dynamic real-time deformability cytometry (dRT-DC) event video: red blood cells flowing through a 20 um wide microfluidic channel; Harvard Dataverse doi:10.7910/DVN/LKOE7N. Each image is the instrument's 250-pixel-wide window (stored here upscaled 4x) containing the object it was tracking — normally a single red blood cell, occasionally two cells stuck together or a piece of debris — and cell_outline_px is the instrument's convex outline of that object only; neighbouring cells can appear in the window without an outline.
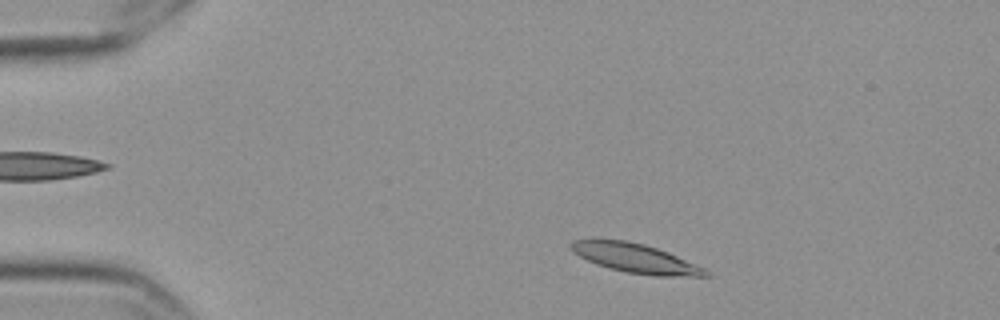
{"species": "Egyptian fruit bat (a non-hibernating species)", "species_latin": "Rousettus aegyptiacus", "temperature_condition": "cold", "stored_images_in_passage": 52, "camera_frame_rate_fps": 3000, "um_per_image_px": 0.085, "frame": {"image": 1, "passage_image": 5, "time_ms": 1.333, "image_size_px": [1000, 320], "cell_outline_px": [[712, 276], [656, 276], [624, 272], [596, 264], [572, 252], [568, 244], [572, 240], [624, 240], [644, 244], [668, 252], [704, 268]], "centroid_in_image_um": [54.0, 21.96], "position_along_channel_um": 31.0, "area_um2": 22.66}}
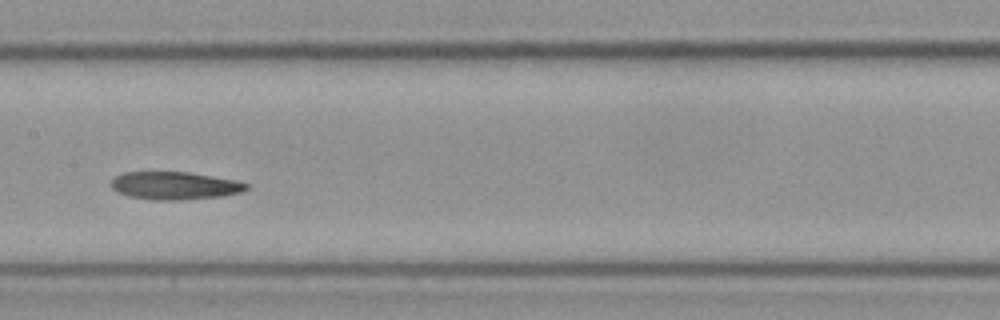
{"frame": {"image": 2, "passage_image": 24, "time_ms": 7.667, "image_size_px": [1000, 320], "cell_outline_px": [[248, 188], [240, 192], [220, 196], [180, 200], [152, 200], [128, 196], [112, 188], [112, 180], [116, 176], [124, 172], [188, 172], [236, 180], [248, 184]], "centroid_in_image_um": [14.85, 15.78], "position_along_channel_um": 192.6, "area_um2": 21.68}}
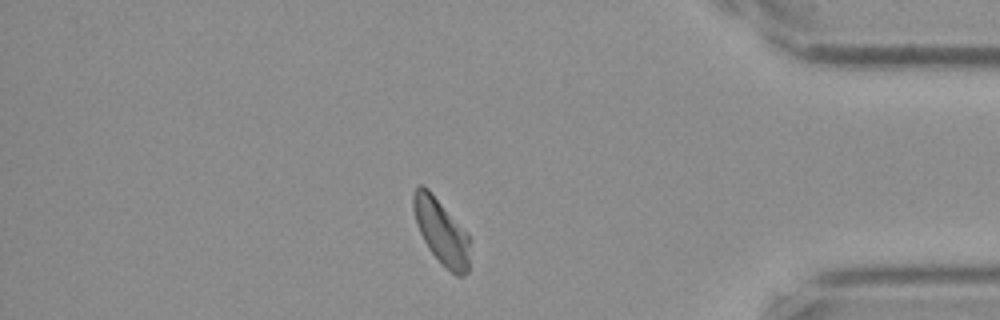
{"frame": {"image": 3, "passage_image": 44, "time_ms": 14.333, "image_size_px": [1000, 320], "cell_outline_px": [[468, 272], [464, 276], [456, 276], [428, 248], [420, 232], [416, 220], [412, 204], [412, 192], [420, 184], [428, 188], [468, 232]], "centroid_in_image_um": [37.5, 19.63], "position_along_channel_um": 397.7, "area_um2": 21.1}, "authors_computed_cell_mechanics": {"area_um2": 21.9351, "velocity_mm_per_s": 3.5174, "shape_relaxation_time_tau1_ms": 9.1781, "shape_relaxation_time_tau2_ms": 3.39, "deformation_change_tau1": 0.2228, "deformation_change_tau2": 0.0917}}